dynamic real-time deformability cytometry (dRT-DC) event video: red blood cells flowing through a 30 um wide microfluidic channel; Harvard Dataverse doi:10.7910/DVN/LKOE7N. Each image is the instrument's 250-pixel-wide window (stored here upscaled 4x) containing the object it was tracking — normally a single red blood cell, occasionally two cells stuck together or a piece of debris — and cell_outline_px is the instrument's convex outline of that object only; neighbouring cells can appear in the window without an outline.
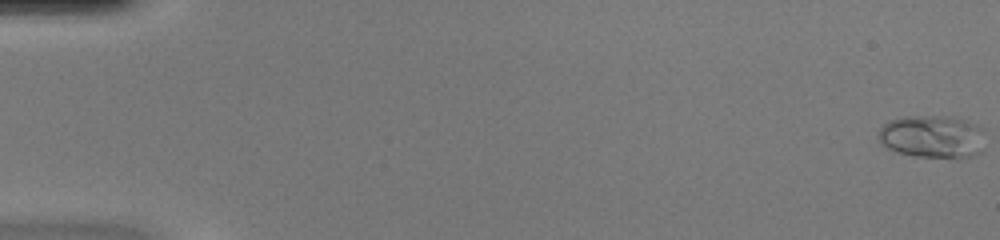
{"species": "common noctule bat (a hibernating species)", "species_latin": "Nyctalus noctula", "temperature_condition": "warm", "stored_images_in_passage": 49, "camera_frame_rate_fps": 3000, "um_per_image_px": 0.085, "animal": {"sex": "female", "body_mass_g": 20.0, "forearm_length_mm": 54.0}, "frame": {"image": 1, "passage_image": 1, "time_ms": 0.0, "image_size_px": [1000, 240], "cell_outline_px": [[984, 132], [980, 152], [972, 156], [912, 156], [896, 152], [888, 148], [876, 136], [880, 128], [888, 120], [904, 116], [952, 116], [980, 124], [984, 128]], "centroid_in_image_um": [79.24, 11.57], "position_along_channel_um": 5.8, "area_um2": 26.65}}
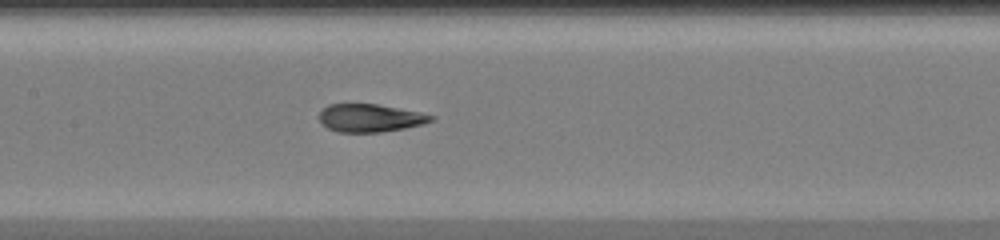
{"frame": {"image": 2, "passage_image": 25, "time_ms": 8.0, "image_size_px": [1000, 240], "cell_outline_px": [[436, 120], [424, 124], [404, 128], [380, 132], [340, 132], [328, 128], [320, 120], [320, 112], [328, 104], [376, 104], [420, 112], [436, 116]], "centroid_in_image_um": [31.51, 10.03], "position_along_channel_um": 175.9, "area_um2": 18.09}}
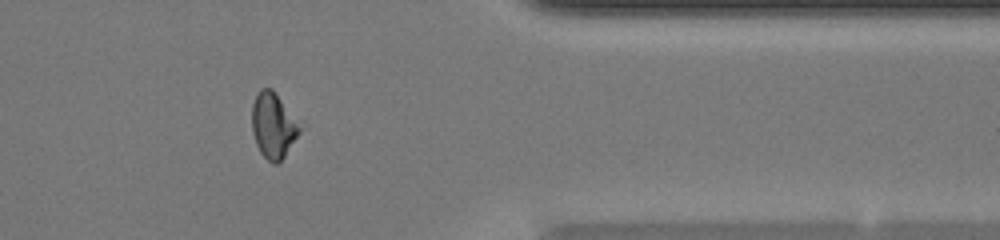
{"frame": {"image": 3, "passage_image": 41, "time_ms": 13.333, "image_size_px": [1000, 240], "cell_outline_px": [[304, 120], [300, 132], [284, 156], [276, 164], [272, 164], [260, 152], [256, 144], [252, 132], [252, 104], [260, 88], [272, 88]], "centroid_in_image_um": [23.3, 10.6], "position_along_channel_um": 388.1, "area_um2": 19.02}, "authors_computed_cell_mechanics": {"area_um2": 19.1318, "velocity_mm_per_s": 4.2676, "shape_relaxation_time_tau1_ms": null, "shape_relaxation_time_tau2_ms": 0.8692, "deformation_change_tau1": null, "deformation_change_tau2": 0.058}}